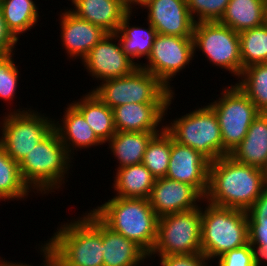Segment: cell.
<instances>
[{"instance_id":"14","label":"cell","mask_w":267,"mask_h":266,"mask_svg":"<svg viewBox=\"0 0 267 266\" xmlns=\"http://www.w3.org/2000/svg\"><path fill=\"white\" fill-rule=\"evenodd\" d=\"M211 161L195 149L172 138V147L166 178L193 186L203 197L208 189Z\"/></svg>"},{"instance_id":"22","label":"cell","mask_w":267,"mask_h":266,"mask_svg":"<svg viewBox=\"0 0 267 266\" xmlns=\"http://www.w3.org/2000/svg\"><path fill=\"white\" fill-rule=\"evenodd\" d=\"M235 161L262 168L267 160V113L260 114L251 123L245 138L229 154Z\"/></svg>"},{"instance_id":"16","label":"cell","mask_w":267,"mask_h":266,"mask_svg":"<svg viewBox=\"0 0 267 266\" xmlns=\"http://www.w3.org/2000/svg\"><path fill=\"white\" fill-rule=\"evenodd\" d=\"M147 20L159 34L192 37L195 21L186 0H152L146 7Z\"/></svg>"},{"instance_id":"29","label":"cell","mask_w":267,"mask_h":266,"mask_svg":"<svg viewBox=\"0 0 267 266\" xmlns=\"http://www.w3.org/2000/svg\"><path fill=\"white\" fill-rule=\"evenodd\" d=\"M29 191L30 188L21 177L19 163L10 158L0 145V199H26Z\"/></svg>"},{"instance_id":"40","label":"cell","mask_w":267,"mask_h":266,"mask_svg":"<svg viewBox=\"0 0 267 266\" xmlns=\"http://www.w3.org/2000/svg\"><path fill=\"white\" fill-rule=\"evenodd\" d=\"M40 255H43L42 258H44L45 260H43L44 263H42V266H55V263L52 259V257L49 255V253L47 252V250L41 245L40 246ZM0 266H31L29 264L26 263H14V262H9V261H4ZM33 266V265H32Z\"/></svg>"},{"instance_id":"2","label":"cell","mask_w":267,"mask_h":266,"mask_svg":"<svg viewBox=\"0 0 267 266\" xmlns=\"http://www.w3.org/2000/svg\"><path fill=\"white\" fill-rule=\"evenodd\" d=\"M62 223L42 246L55 266H103L102 221L89 211Z\"/></svg>"},{"instance_id":"12","label":"cell","mask_w":267,"mask_h":266,"mask_svg":"<svg viewBox=\"0 0 267 266\" xmlns=\"http://www.w3.org/2000/svg\"><path fill=\"white\" fill-rule=\"evenodd\" d=\"M194 57L192 37L157 33L147 64L140 67L156 76L172 92V77L184 70Z\"/></svg>"},{"instance_id":"37","label":"cell","mask_w":267,"mask_h":266,"mask_svg":"<svg viewBox=\"0 0 267 266\" xmlns=\"http://www.w3.org/2000/svg\"><path fill=\"white\" fill-rule=\"evenodd\" d=\"M160 257L161 266H207L210 262L202 253Z\"/></svg>"},{"instance_id":"41","label":"cell","mask_w":267,"mask_h":266,"mask_svg":"<svg viewBox=\"0 0 267 266\" xmlns=\"http://www.w3.org/2000/svg\"><path fill=\"white\" fill-rule=\"evenodd\" d=\"M152 0H123V4L127 13H133L132 9L134 6L138 5L140 7H145L151 2ZM133 6V7H132Z\"/></svg>"},{"instance_id":"36","label":"cell","mask_w":267,"mask_h":266,"mask_svg":"<svg viewBox=\"0 0 267 266\" xmlns=\"http://www.w3.org/2000/svg\"><path fill=\"white\" fill-rule=\"evenodd\" d=\"M217 260L218 266H254L249 243L224 253Z\"/></svg>"},{"instance_id":"42","label":"cell","mask_w":267,"mask_h":266,"mask_svg":"<svg viewBox=\"0 0 267 266\" xmlns=\"http://www.w3.org/2000/svg\"><path fill=\"white\" fill-rule=\"evenodd\" d=\"M261 170H262L264 181L267 185V160L265 162V165L261 168Z\"/></svg>"},{"instance_id":"10","label":"cell","mask_w":267,"mask_h":266,"mask_svg":"<svg viewBox=\"0 0 267 266\" xmlns=\"http://www.w3.org/2000/svg\"><path fill=\"white\" fill-rule=\"evenodd\" d=\"M224 89L220 94L222 96L209 106L218 118L223 141V156H226L245 138L251 123L260 111L236 84Z\"/></svg>"},{"instance_id":"6","label":"cell","mask_w":267,"mask_h":266,"mask_svg":"<svg viewBox=\"0 0 267 266\" xmlns=\"http://www.w3.org/2000/svg\"><path fill=\"white\" fill-rule=\"evenodd\" d=\"M100 84L91 91L111 109L128 103L167 104L174 93L140 66L126 76Z\"/></svg>"},{"instance_id":"24","label":"cell","mask_w":267,"mask_h":266,"mask_svg":"<svg viewBox=\"0 0 267 266\" xmlns=\"http://www.w3.org/2000/svg\"><path fill=\"white\" fill-rule=\"evenodd\" d=\"M85 118L96 136L105 144L116 133L113 109L109 108L91 90L71 103Z\"/></svg>"},{"instance_id":"32","label":"cell","mask_w":267,"mask_h":266,"mask_svg":"<svg viewBox=\"0 0 267 266\" xmlns=\"http://www.w3.org/2000/svg\"><path fill=\"white\" fill-rule=\"evenodd\" d=\"M171 147L172 136L165 129L147 145L142 163L156 179L165 177L168 172Z\"/></svg>"},{"instance_id":"43","label":"cell","mask_w":267,"mask_h":266,"mask_svg":"<svg viewBox=\"0 0 267 266\" xmlns=\"http://www.w3.org/2000/svg\"><path fill=\"white\" fill-rule=\"evenodd\" d=\"M3 262H4V260H2L1 257H0V265H1Z\"/></svg>"},{"instance_id":"13","label":"cell","mask_w":267,"mask_h":266,"mask_svg":"<svg viewBox=\"0 0 267 266\" xmlns=\"http://www.w3.org/2000/svg\"><path fill=\"white\" fill-rule=\"evenodd\" d=\"M81 62L93 79L101 81L126 76L142 64L125 54L115 33H107Z\"/></svg>"},{"instance_id":"33","label":"cell","mask_w":267,"mask_h":266,"mask_svg":"<svg viewBox=\"0 0 267 266\" xmlns=\"http://www.w3.org/2000/svg\"><path fill=\"white\" fill-rule=\"evenodd\" d=\"M248 236L254 266L267 262V217L247 216ZM267 266V264L265 265Z\"/></svg>"},{"instance_id":"26","label":"cell","mask_w":267,"mask_h":266,"mask_svg":"<svg viewBox=\"0 0 267 266\" xmlns=\"http://www.w3.org/2000/svg\"><path fill=\"white\" fill-rule=\"evenodd\" d=\"M112 188L121 198L148 199L156 178L143 165H129L117 169Z\"/></svg>"},{"instance_id":"17","label":"cell","mask_w":267,"mask_h":266,"mask_svg":"<svg viewBox=\"0 0 267 266\" xmlns=\"http://www.w3.org/2000/svg\"><path fill=\"white\" fill-rule=\"evenodd\" d=\"M172 94L167 104H142L128 103L113 108L114 127L116 132H162L165 126H161L162 119L170 109ZM159 127V128H158Z\"/></svg>"},{"instance_id":"19","label":"cell","mask_w":267,"mask_h":266,"mask_svg":"<svg viewBox=\"0 0 267 266\" xmlns=\"http://www.w3.org/2000/svg\"><path fill=\"white\" fill-rule=\"evenodd\" d=\"M67 106L61 120L62 123L54 120L53 129L73 160L74 150L95 147L104 143L96 136L83 115L71 103Z\"/></svg>"},{"instance_id":"4","label":"cell","mask_w":267,"mask_h":266,"mask_svg":"<svg viewBox=\"0 0 267 266\" xmlns=\"http://www.w3.org/2000/svg\"><path fill=\"white\" fill-rule=\"evenodd\" d=\"M70 158L53 129L19 163L21 177L32 192H55L53 189L60 188L65 183L66 174H69L68 170L72 166Z\"/></svg>"},{"instance_id":"7","label":"cell","mask_w":267,"mask_h":266,"mask_svg":"<svg viewBox=\"0 0 267 266\" xmlns=\"http://www.w3.org/2000/svg\"><path fill=\"white\" fill-rule=\"evenodd\" d=\"M172 121L164 126L176 142L195 149L211 162L223 157V141L218 118L209 105L195 108Z\"/></svg>"},{"instance_id":"1","label":"cell","mask_w":267,"mask_h":266,"mask_svg":"<svg viewBox=\"0 0 267 266\" xmlns=\"http://www.w3.org/2000/svg\"><path fill=\"white\" fill-rule=\"evenodd\" d=\"M266 187L260 168L239 163L226 155L210 163L204 201L247 211Z\"/></svg>"},{"instance_id":"34","label":"cell","mask_w":267,"mask_h":266,"mask_svg":"<svg viewBox=\"0 0 267 266\" xmlns=\"http://www.w3.org/2000/svg\"><path fill=\"white\" fill-rule=\"evenodd\" d=\"M188 10L195 21L213 22L219 21L225 12L230 0H186ZM197 19H196V17Z\"/></svg>"},{"instance_id":"11","label":"cell","mask_w":267,"mask_h":266,"mask_svg":"<svg viewBox=\"0 0 267 266\" xmlns=\"http://www.w3.org/2000/svg\"><path fill=\"white\" fill-rule=\"evenodd\" d=\"M194 54L202 50L209 62L231 74L242 72L239 33L218 21L195 23L193 31Z\"/></svg>"},{"instance_id":"9","label":"cell","mask_w":267,"mask_h":266,"mask_svg":"<svg viewBox=\"0 0 267 266\" xmlns=\"http://www.w3.org/2000/svg\"><path fill=\"white\" fill-rule=\"evenodd\" d=\"M8 112L1 121L0 145L20 163L52 130L54 120L29 108ZM22 110V111H21Z\"/></svg>"},{"instance_id":"39","label":"cell","mask_w":267,"mask_h":266,"mask_svg":"<svg viewBox=\"0 0 267 266\" xmlns=\"http://www.w3.org/2000/svg\"><path fill=\"white\" fill-rule=\"evenodd\" d=\"M247 216L267 217V187L257 198L254 204L246 211Z\"/></svg>"},{"instance_id":"21","label":"cell","mask_w":267,"mask_h":266,"mask_svg":"<svg viewBox=\"0 0 267 266\" xmlns=\"http://www.w3.org/2000/svg\"><path fill=\"white\" fill-rule=\"evenodd\" d=\"M103 266H140L148 254L134 241L102 222Z\"/></svg>"},{"instance_id":"35","label":"cell","mask_w":267,"mask_h":266,"mask_svg":"<svg viewBox=\"0 0 267 266\" xmlns=\"http://www.w3.org/2000/svg\"><path fill=\"white\" fill-rule=\"evenodd\" d=\"M13 54L0 56V99L12 101L18 86L19 71Z\"/></svg>"},{"instance_id":"28","label":"cell","mask_w":267,"mask_h":266,"mask_svg":"<svg viewBox=\"0 0 267 266\" xmlns=\"http://www.w3.org/2000/svg\"><path fill=\"white\" fill-rule=\"evenodd\" d=\"M0 7L8 30L17 40L38 23L39 11L33 0H1Z\"/></svg>"},{"instance_id":"8","label":"cell","mask_w":267,"mask_h":266,"mask_svg":"<svg viewBox=\"0 0 267 266\" xmlns=\"http://www.w3.org/2000/svg\"><path fill=\"white\" fill-rule=\"evenodd\" d=\"M201 253V207L159 217L157 239L148 257Z\"/></svg>"},{"instance_id":"25","label":"cell","mask_w":267,"mask_h":266,"mask_svg":"<svg viewBox=\"0 0 267 266\" xmlns=\"http://www.w3.org/2000/svg\"><path fill=\"white\" fill-rule=\"evenodd\" d=\"M158 133L160 132H116L107 143L117 163L119 161L117 169L141 164L148 143Z\"/></svg>"},{"instance_id":"23","label":"cell","mask_w":267,"mask_h":266,"mask_svg":"<svg viewBox=\"0 0 267 266\" xmlns=\"http://www.w3.org/2000/svg\"><path fill=\"white\" fill-rule=\"evenodd\" d=\"M219 23L237 33L267 22V0H230Z\"/></svg>"},{"instance_id":"3","label":"cell","mask_w":267,"mask_h":266,"mask_svg":"<svg viewBox=\"0 0 267 266\" xmlns=\"http://www.w3.org/2000/svg\"><path fill=\"white\" fill-rule=\"evenodd\" d=\"M106 226L134 241L148 255L153 250L159 217L148 199L114 196L91 210Z\"/></svg>"},{"instance_id":"18","label":"cell","mask_w":267,"mask_h":266,"mask_svg":"<svg viewBox=\"0 0 267 266\" xmlns=\"http://www.w3.org/2000/svg\"><path fill=\"white\" fill-rule=\"evenodd\" d=\"M60 18L62 45L72 60L73 58L83 60L107 34L101 27L77 17L70 9L60 14Z\"/></svg>"},{"instance_id":"20","label":"cell","mask_w":267,"mask_h":266,"mask_svg":"<svg viewBox=\"0 0 267 266\" xmlns=\"http://www.w3.org/2000/svg\"><path fill=\"white\" fill-rule=\"evenodd\" d=\"M70 11L77 17L101 27L107 33H115L127 14L123 0H71Z\"/></svg>"},{"instance_id":"31","label":"cell","mask_w":267,"mask_h":266,"mask_svg":"<svg viewBox=\"0 0 267 266\" xmlns=\"http://www.w3.org/2000/svg\"><path fill=\"white\" fill-rule=\"evenodd\" d=\"M242 71L254 64L267 63V22L239 33Z\"/></svg>"},{"instance_id":"38","label":"cell","mask_w":267,"mask_h":266,"mask_svg":"<svg viewBox=\"0 0 267 266\" xmlns=\"http://www.w3.org/2000/svg\"><path fill=\"white\" fill-rule=\"evenodd\" d=\"M18 40L12 35L6 26L0 7V56L12 54Z\"/></svg>"},{"instance_id":"27","label":"cell","mask_w":267,"mask_h":266,"mask_svg":"<svg viewBox=\"0 0 267 266\" xmlns=\"http://www.w3.org/2000/svg\"><path fill=\"white\" fill-rule=\"evenodd\" d=\"M131 13H127L115 32L125 54L132 60L145 56L148 59L157 35L156 29L148 22V28L130 25Z\"/></svg>"},{"instance_id":"5","label":"cell","mask_w":267,"mask_h":266,"mask_svg":"<svg viewBox=\"0 0 267 266\" xmlns=\"http://www.w3.org/2000/svg\"><path fill=\"white\" fill-rule=\"evenodd\" d=\"M206 203L204 209L201 207V253L207 259H217L248 244L246 211Z\"/></svg>"},{"instance_id":"15","label":"cell","mask_w":267,"mask_h":266,"mask_svg":"<svg viewBox=\"0 0 267 266\" xmlns=\"http://www.w3.org/2000/svg\"><path fill=\"white\" fill-rule=\"evenodd\" d=\"M204 197L191 185L166 177L157 178L148 201L158 217L200 207ZM197 201V202H196Z\"/></svg>"},{"instance_id":"30","label":"cell","mask_w":267,"mask_h":266,"mask_svg":"<svg viewBox=\"0 0 267 266\" xmlns=\"http://www.w3.org/2000/svg\"><path fill=\"white\" fill-rule=\"evenodd\" d=\"M239 78L235 84L260 112L267 113V63L248 66Z\"/></svg>"}]
</instances>
